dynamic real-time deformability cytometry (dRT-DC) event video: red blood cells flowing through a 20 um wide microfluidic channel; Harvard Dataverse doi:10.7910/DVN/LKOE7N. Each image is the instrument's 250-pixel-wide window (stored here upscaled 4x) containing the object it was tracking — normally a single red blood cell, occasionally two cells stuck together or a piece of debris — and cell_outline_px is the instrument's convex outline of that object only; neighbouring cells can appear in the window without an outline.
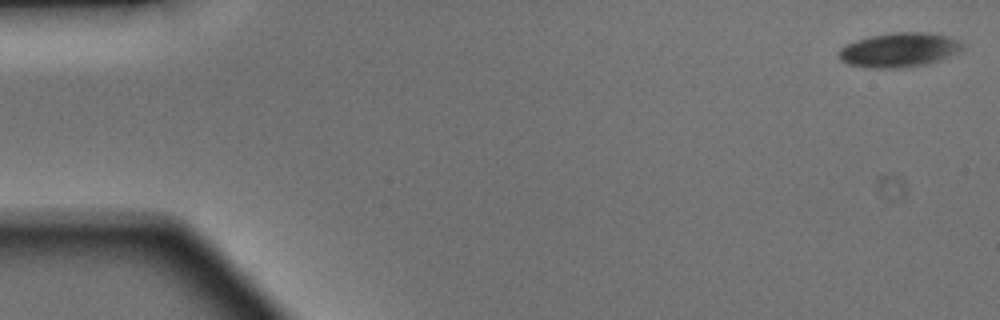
{"species": "Egyptian fruit bat (a non-hibernating species)", "species_latin": "Rousettus aegyptiacus", "temperature_condition": "warm", "stored_images_in_passage": 48, "camera_frame_rate_fps": 3000, "um_per_image_px": 0.085, "animal": {"sex": "male"}, "frame": {"image": 1, "passage_image": 1, "time_ms": 0.0, "image_size_px": [1000, 320], "cell_outline_px": [[968, 44], [964, 48], [956, 52], [936, 60], [924, 64], [900, 68], [868, 68], [848, 64], [840, 60], [836, 52], [844, 44], [868, 36], [892, 32], [928, 32], [948, 36], [960, 40]], "centroid_in_image_um": [76.38, 4.22], "position_along_channel_um": 8.6, "area_um2": 25.03}}
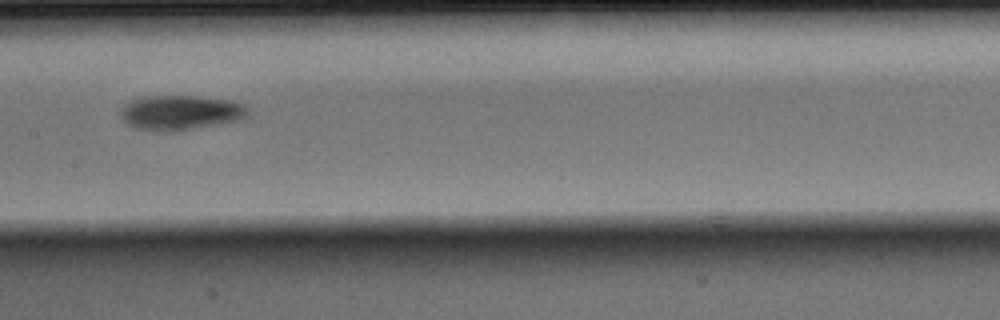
{"frame": {"image": 2, "passage_image": 24, "time_ms": 7.667, "image_size_px": [1000, 320], "cell_outline_px": [[248, 108], [244, 116], [240, 120], [168, 132], [136, 128], [128, 124], [120, 116], [120, 108], [128, 100], [140, 96], [196, 96], [232, 100], [248, 104]], "centroid_in_image_um": [15.3, 9.54], "position_along_channel_um": 192.1, "area_um2": 25.84}}
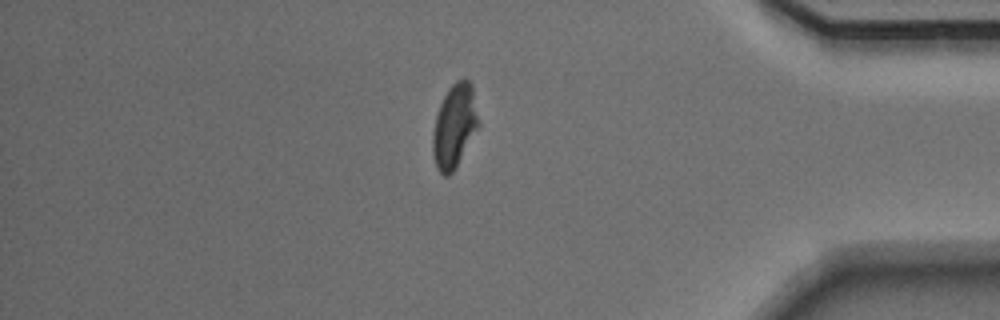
{"frame": {"image": 3, "passage_image": 41, "time_ms": 13.333, "image_size_px": [1000, 320], "cell_outline_px": [[480, 124], [452, 172], [448, 176], [444, 176], [436, 168], [432, 152], [432, 132], [436, 116], [440, 104], [448, 88], [456, 80], [468, 80], [472, 84], [480, 120]], "centroid_in_image_um": [38.62, 10.69], "position_along_channel_um": 396.6, "area_um2": 22.25}, "authors_computed_cell_mechanics": {"area_um2": 24.8829, "velocity_mm_per_s": 4.1522, "shape_relaxation_time_tau1_ms": 3.2876, "shape_relaxation_time_tau2_ms": 7.2636, "deformation_change_tau1": 0.132, "deformation_change_tau2": 0.1611}}